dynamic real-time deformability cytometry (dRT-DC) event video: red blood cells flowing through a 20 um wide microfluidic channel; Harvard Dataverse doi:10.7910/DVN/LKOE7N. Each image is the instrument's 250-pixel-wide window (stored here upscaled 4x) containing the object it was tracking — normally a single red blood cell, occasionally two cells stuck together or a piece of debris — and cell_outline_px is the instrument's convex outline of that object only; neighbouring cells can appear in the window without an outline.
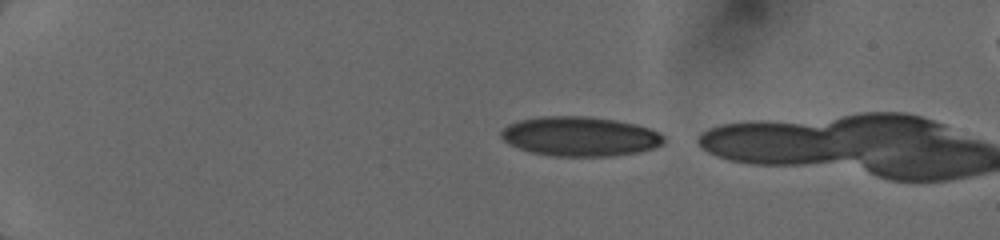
{"species": "human", "species_latin": "Homo sapiens", "temperature_condition": "cold", "stored_images_in_passage": 2, "camera_frame_rate_fps": 3000, "um_per_image_px": 0.085, "donor": {"sex": "female"}, "frame": {"image": 1, "passage_image": 1, "time_ms": 0.0, "image_size_px": [1000, 240], "cell_outline_px": [[664, 144], [656, 148], [636, 152], [608, 156], [552, 156], [528, 152], [508, 144], [500, 136], [500, 132], [508, 124], [520, 120], [540, 116], [588, 116], [616, 120], [636, 124], [660, 132], [664, 136]], "centroid_in_image_um": [49.29, 11.59], "position_along_channel_um": 35.7, "area_um2": 37.74}}